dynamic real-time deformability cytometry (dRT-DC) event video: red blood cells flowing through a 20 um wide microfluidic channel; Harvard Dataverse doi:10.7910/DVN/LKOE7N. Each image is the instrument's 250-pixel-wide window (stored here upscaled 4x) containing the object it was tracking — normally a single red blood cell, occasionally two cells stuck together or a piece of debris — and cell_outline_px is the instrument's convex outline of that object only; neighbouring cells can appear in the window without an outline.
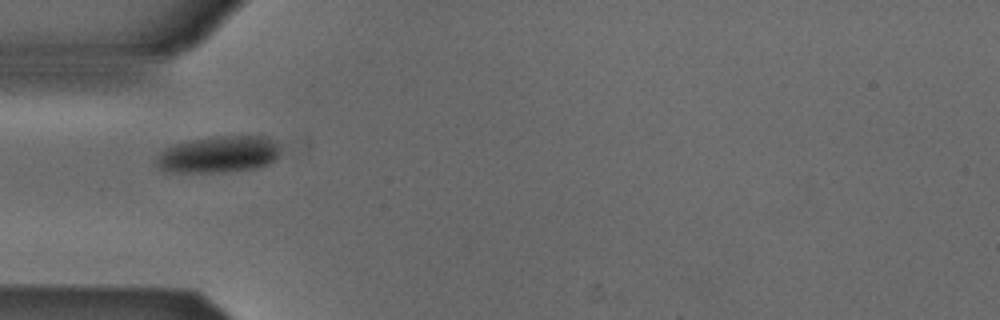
{"species": "Egyptian fruit bat (a non-hibernating species)", "species_latin": "Rousettus aegyptiacus", "temperature_condition": "cold", "stored_images_in_passage": 37, "camera_frame_rate_fps": 3000, "um_per_image_px": 0.085, "animal": {"sex": "male"}, "frame": {"image": 1, "passage_image": 1, "time_ms": 0.0, "image_size_px": [1000, 320], "cell_outline_px": [[280, 152], [276, 160], [268, 164], [256, 168], [224, 172], [168, 172], [160, 168], [156, 164], [156, 160], [160, 152], [164, 148], [172, 144], [188, 140], [212, 136], [268, 136], [280, 140]], "centroid_in_image_um": [18.63, 13.1], "position_along_channel_um": 66.4, "area_um2": 27.17}}
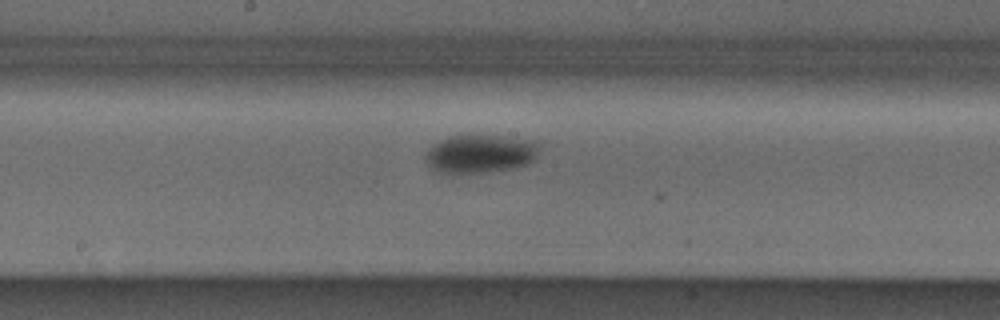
{"frame": {"image": 2, "passage_image": 12, "time_ms": 3.667, "image_size_px": [1000, 320], "cell_outline_px": [[540, 144], [536, 156], [528, 164], [512, 168], [484, 172], [440, 172], [432, 168], [424, 160], [424, 152], [432, 144], [448, 136], [500, 136], [540, 140]], "centroid_in_image_um": [40.83, 13.05], "position_along_channel_um": 207.4, "area_um2": 25.43}}
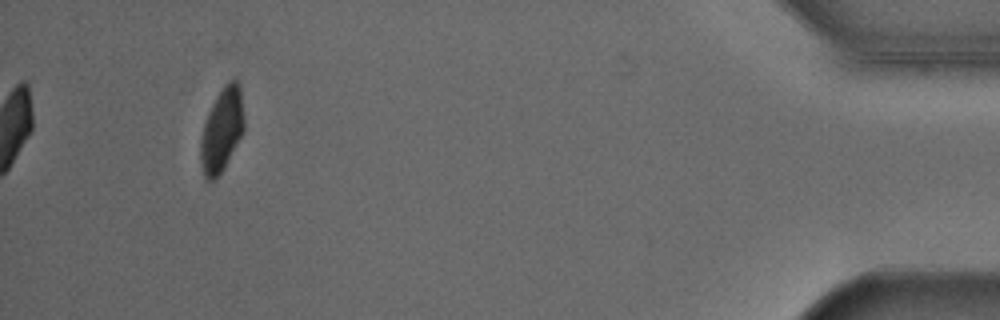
{"frame": {"image": 3, "passage_image": 34, "time_ms": 11.0, "image_size_px": [1000, 320], "cell_outline_px": [[244, 132], [220, 172], [212, 180], [208, 180], [204, 176], [200, 164], [200, 140], [204, 124], [208, 112], [216, 96], [224, 84], [228, 80], [236, 76], [240, 84], [244, 116]], "centroid_in_image_um": [18.86, 10.96], "position_along_channel_um": 416.3, "area_um2": 21.27}, "authors_computed_cell_mechanics": {"area_um2": 25.143, "velocity_mm_per_s": 3.8576, "shape_relaxation_time_tau1_ms": 2.2774, "shape_relaxation_time_tau2_ms": null, "deformation_change_tau1": 0.0944, "deformation_change_tau2": null}}